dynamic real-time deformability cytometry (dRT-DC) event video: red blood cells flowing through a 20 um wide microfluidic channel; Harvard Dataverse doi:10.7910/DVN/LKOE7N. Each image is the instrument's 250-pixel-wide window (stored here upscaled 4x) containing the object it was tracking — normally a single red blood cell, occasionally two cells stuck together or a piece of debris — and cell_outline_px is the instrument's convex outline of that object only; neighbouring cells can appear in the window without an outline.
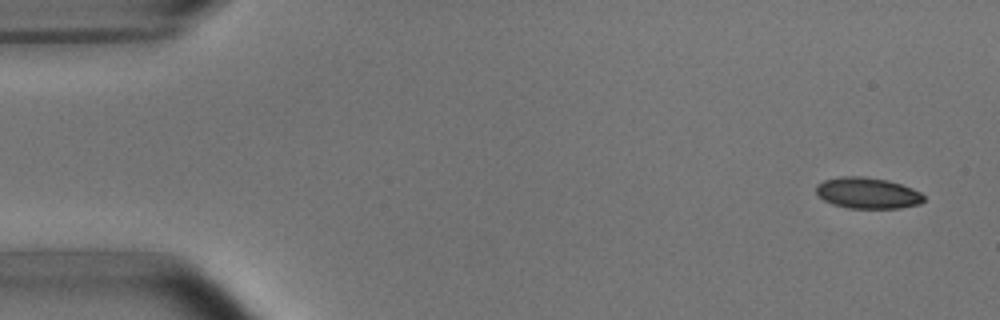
{"species": "common noctule bat (a hibernating species)", "species_latin": "Nyctalus noctula", "temperature_condition": "room temperature", "stored_images_in_passage": 6, "camera_frame_rate_fps": 3000, "um_per_image_px": 0.085, "animal": {"sex": "male", "body_mass_g": 15.6}, "frame": {"image": 1, "passage_image": 1, "time_ms": 0.0, "image_size_px": [1000, 320], "cell_outline_px": [[924, 200], [920, 204], [900, 208], [848, 208], [832, 204], [824, 200], [816, 192], [816, 184], [824, 180], [840, 176], [860, 176], [888, 180], [912, 188], [920, 192], [924, 196]], "centroid_in_image_um": [73.73, 16.41], "position_along_channel_um": 11.3, "area_um2": 19.54}}
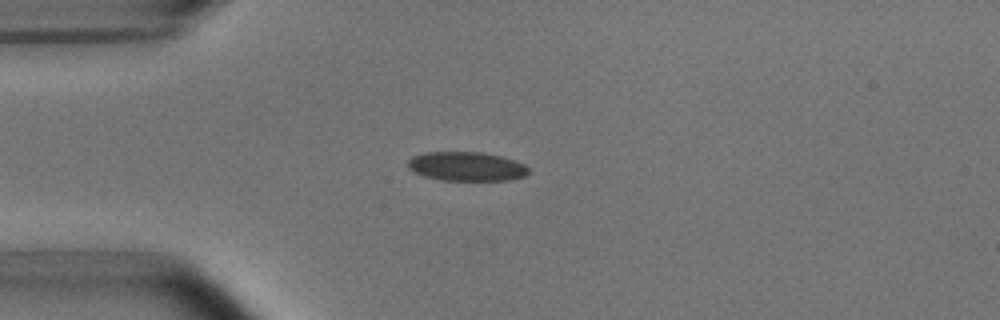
{"frame": {"image": 2, "passage_image": 4, "time_ms": 3.667, "image_size_px": [1000, 320], "cell_outline_px": [[528, 172], [524, 176], [512, 180], [444, 180], [424, 176], [412, 172], [408, 168], [408, 160], [412, 156], [424, 152], [484, 152], [500, 156], [524, 164], [528, 168]], "centroid_in_image_um": [39.62, 14.14], "position_along_channel_um": 45.4, "area_um2": 20.46}}
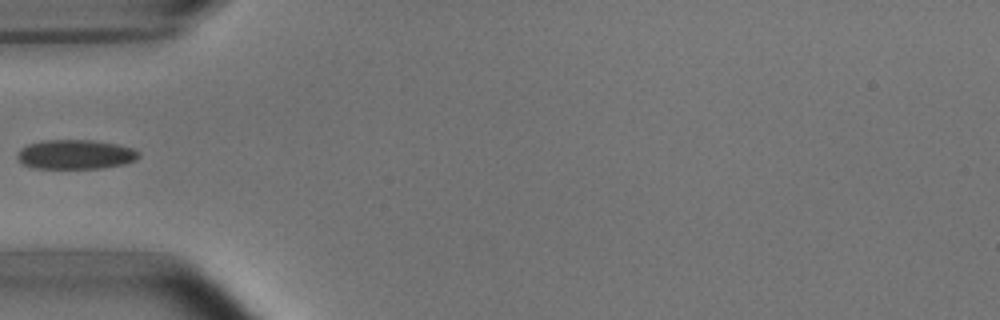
{"frame": {"image": 3, "passage_image": 5, "time_ms": 5.0, "image_size_px": [1000, 320], "cell_outline_px": [[140, 156], [136, 160], [124, 164], [104, 168], [32, 168], [24, 164], [16, 156], [20, 148], [28, 144], [44, 140], [96, 140], [116, 144], [132, 148], [140, 152]], "centroid_in_image_um": [6.43, 13.12], "position_along_channel_um": 78.6, "area_um2": 20.92}}